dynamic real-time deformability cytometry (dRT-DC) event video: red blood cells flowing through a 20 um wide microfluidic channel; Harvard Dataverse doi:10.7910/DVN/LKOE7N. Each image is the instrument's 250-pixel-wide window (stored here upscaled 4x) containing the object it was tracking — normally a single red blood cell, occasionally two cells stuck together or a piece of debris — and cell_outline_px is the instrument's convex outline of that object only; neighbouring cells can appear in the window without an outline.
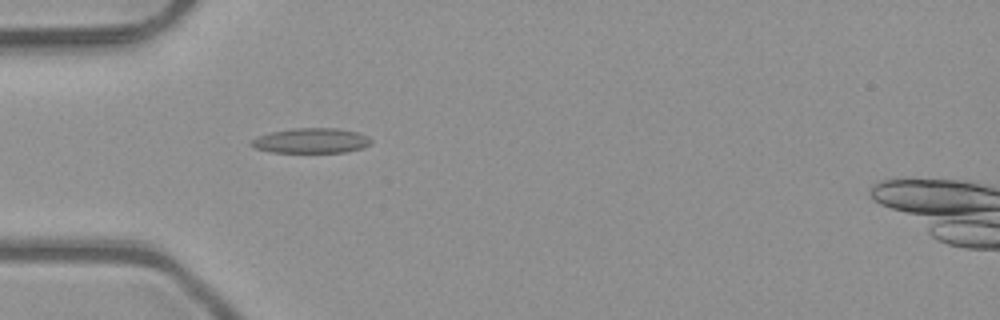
{"species": "common noctule bat (a hibernating species)", "species_latin": "Nyctalus noctula", "temperature_condition": "room temperature", "stored_images_in_passage": 6, "camera_frame_rate_fps": 3000, "um_per_image_px": 0.085, "animal": {"sex": "male", "body_mass_g": 23.1, "forearm_length_mm": 52.7}, "frame": {"image": 1, "passage_image": 5, "time_ms": 1.333, "image_size_px": [1000, 320], "cell_outline_px": [[372, 144], [364, 148], [344, 152], [272, 152], [256, 148], [248, 144], [256, 136], [272, 132], [292, 128], [336, 128], [356, 132], [368, 136], [372, 140]], "centroid_in_image_um": [26.46, 11.95], "position_along_channel_um": 58.5, "area_um2": 17.51}}